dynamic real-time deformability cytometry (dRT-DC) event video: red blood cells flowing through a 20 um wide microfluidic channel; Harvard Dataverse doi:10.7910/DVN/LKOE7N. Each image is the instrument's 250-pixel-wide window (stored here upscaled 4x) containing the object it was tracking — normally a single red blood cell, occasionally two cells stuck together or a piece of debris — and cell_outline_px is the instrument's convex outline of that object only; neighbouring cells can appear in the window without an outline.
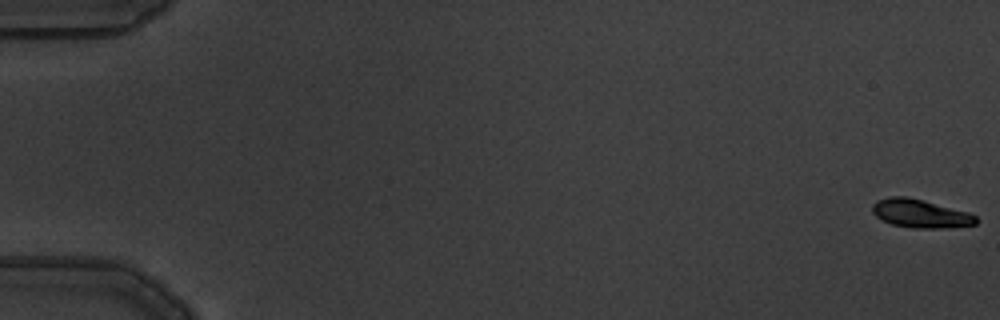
{"species": "common noctule bat (a hibernating species)", "species_latin": "Nyctalus noctula", "temperature_condition": "warm", "stored_images_in_passage": 6, "camera_frame_rate_fps": 3000, "um_per_image_px": 0.085, "animal": {"sex": "male", "body_mass_g": 19.5, "forearm_length_mm": 54.6}, "frame": {"image": 1, "passage_image": 1, "time_ms": 0.0, "image_size_px": [1000, 320], "cell_outline_px": [[980, 220], [976, 224], [944, 228], [912, 228], [892, 224], [880, 220], [872, 212], [872, 204], [876, 200], [888, 196], [904, 196], [968, 212], [976, 216]], "centroid_in_image_um": [78.19, 18.16], "position_along_channel_um": 6.8, "area_um2": 17.11}}
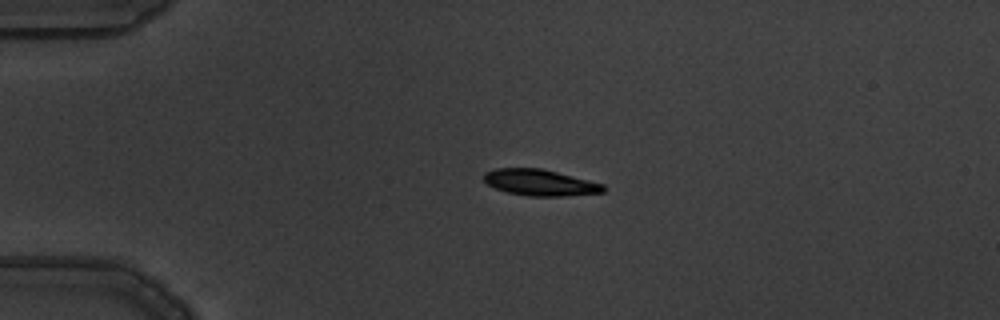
{"frame": {"image": 2, "passage_image": 5, "time_ms": 1.333, "image_size_px": [1000, 320], "cell_outline_px": [[608, 188], [604, 192], [564, 196], [528, 196], [508, 192], [496, 188], [488, 184], [484, 180], [484, 172], [496, 168], [540, 168], [604, 184]], "centroid_in_image_um": [45.92, 15.52], "position_along_channel_um": 39.1, "area_um2": 18.15}}